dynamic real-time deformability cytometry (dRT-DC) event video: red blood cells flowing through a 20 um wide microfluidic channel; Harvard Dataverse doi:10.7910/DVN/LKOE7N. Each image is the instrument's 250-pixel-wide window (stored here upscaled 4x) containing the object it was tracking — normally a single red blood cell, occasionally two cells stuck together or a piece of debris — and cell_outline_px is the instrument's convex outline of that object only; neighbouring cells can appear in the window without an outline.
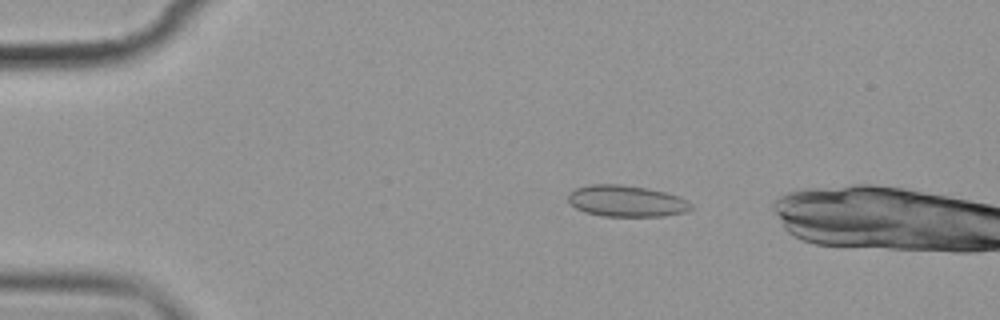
{"species": "common noctule bat (a hibernating species)", "species_latin": "Nyctalus noctula", "temperature_condition": "cold", "stored_images_in_passage": 4, "camera_frame_rate_fps": 3000, "um_per_image_px": 0.085, "animal": {"sex": "female", "body_mass_g": 19.9}, "frame": {"image": 1, "passage_image": 3, "time_ms": 2.0, "image_size_px": [1000, 320], "cell_outline_px": [[692, 208], [688, 212], [664, 216], [604, 216], [584, 212], [576, 208], [568, 200], [568, 192], [576, 188], [588, 184], [620, 184], [648, 188], [680, 196], [688, 200], [692, 204]], "centroid_in_image_um": [53.27, 17.08], "position_along_channel_um": 31.7, "area_um2": 22.72}}